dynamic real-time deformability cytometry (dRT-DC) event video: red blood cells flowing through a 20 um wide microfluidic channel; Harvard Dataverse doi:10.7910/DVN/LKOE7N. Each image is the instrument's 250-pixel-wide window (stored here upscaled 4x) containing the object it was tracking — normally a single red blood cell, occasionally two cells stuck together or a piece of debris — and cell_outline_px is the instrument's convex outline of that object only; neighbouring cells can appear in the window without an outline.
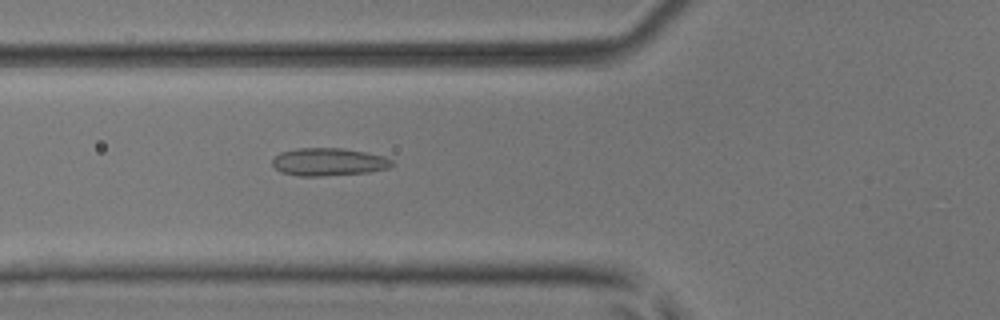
{"species": "common noctule bat (a hibernating species)", "species_latin": "Nyctalus noctula", "temperature_condition": "room temperature", "stored_images_in_passage": 3, "camera_frame_rate_fps": 3000, "um_per_image_px": 0.085, "animal": {"sex": "male", "body_mass_g": 17.9, "forearm_length_mm": 54.2}, "frame": {"image": 1, "passage_image": 3, "time_ms": 0.667, "image_size_px": [1000, 320], "cell_outline_px": [[396, 164], [388, 168], [368, 172], [320, 176], [300, 176], [280, 172], [272, 164], [272, 160], [280, 152], [296, 148], [344, 148], [384, 156], [392, 160]], "centroid_in_image_um": [27.93, 13.76], "position_along_channel_um": 97.9, "area_um2": 19.36}}